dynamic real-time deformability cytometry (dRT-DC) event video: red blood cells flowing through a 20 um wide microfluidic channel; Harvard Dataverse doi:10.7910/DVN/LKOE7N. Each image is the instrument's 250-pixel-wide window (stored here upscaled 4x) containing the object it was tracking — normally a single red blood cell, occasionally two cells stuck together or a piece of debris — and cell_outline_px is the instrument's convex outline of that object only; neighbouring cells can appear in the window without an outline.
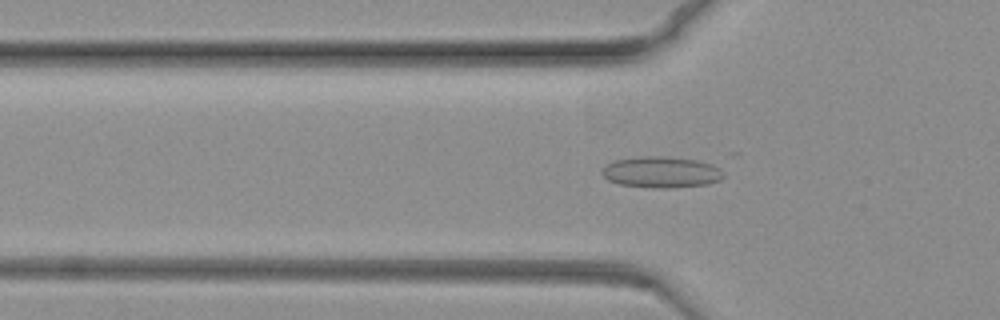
{"species": "common noctule bat (a hibernating species)", "species_latin": "Nyctalus noctula", "temperature_condition": "warm", "stored_images_in_passage": 62, "camera_frame_rate_fps": 3000, "um_per_image_px": 0.085, "animal": {"sex": "female", "body_mass_g": 19.3, "forearm_length_mm": 54.1}, "frame": {"image": 1, "passage_image": 9, "time_ms": 2.667, "image_size_px": [1000, 320], "cell_outline_px": [[724, 176], [720, 180], [708, 184], [672, 188], [648, 188], [620, 184], [608, 180], [600, 172], [600, 168], [612, 160], [644, 156], [664, 156], [696, 160], [720, 164]], "centroid_in_image_um": [56.23, 14.63], "position_along_channel_um": 69.6, "area_um2": 22.66}}
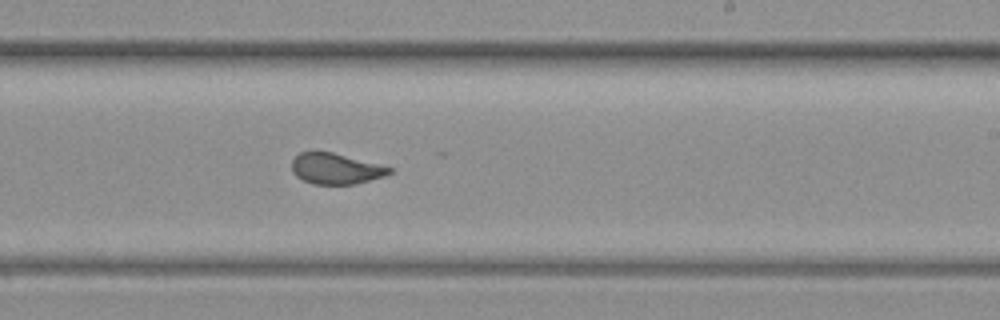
{"frame": {"image": 2, "passage_image": 31, "time_ms": 10.0, "image_size_px": [1000, 320], "cell_outline_px": [[392, 172], [384, 176], [356, 184], [312, 184], [296, 176], [292, 172], [292, 160], [300, 152], [332, 152], [392, 168]], "centroid_in_image_um": [28.51, 14.35], "position_along_channel_um": 260.5, "area_um2": 17.28}}
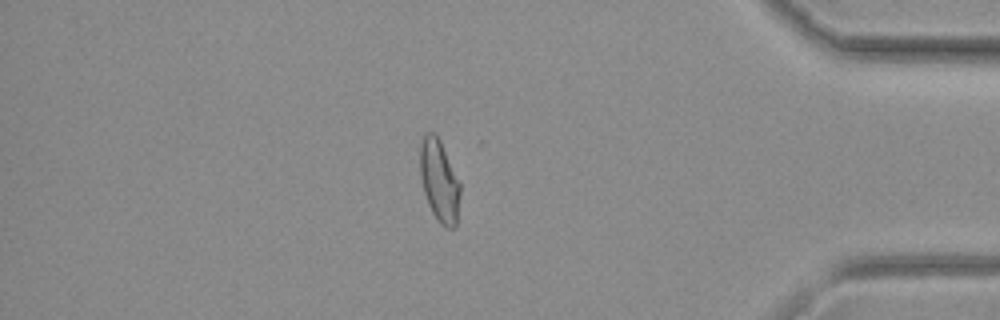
{"frame": {"image": 3, "passage_image": 51, "time_ms": 16.667, "image_size_px": [1000, 320], "cell_outline_px": [[460, 192], [456, 224], [452, 228], [444, 228], [440, 224], [432, 212], [428, 204], [424, 192], [420, 176], [420, 144], [424, 136], [428, 132], [432, 132], [440, 140], [460, 180]], "centroid_in_image_um": [37.35, 15.38], "position_along_channel_um": 397.9, "area_um2": 19.19}}